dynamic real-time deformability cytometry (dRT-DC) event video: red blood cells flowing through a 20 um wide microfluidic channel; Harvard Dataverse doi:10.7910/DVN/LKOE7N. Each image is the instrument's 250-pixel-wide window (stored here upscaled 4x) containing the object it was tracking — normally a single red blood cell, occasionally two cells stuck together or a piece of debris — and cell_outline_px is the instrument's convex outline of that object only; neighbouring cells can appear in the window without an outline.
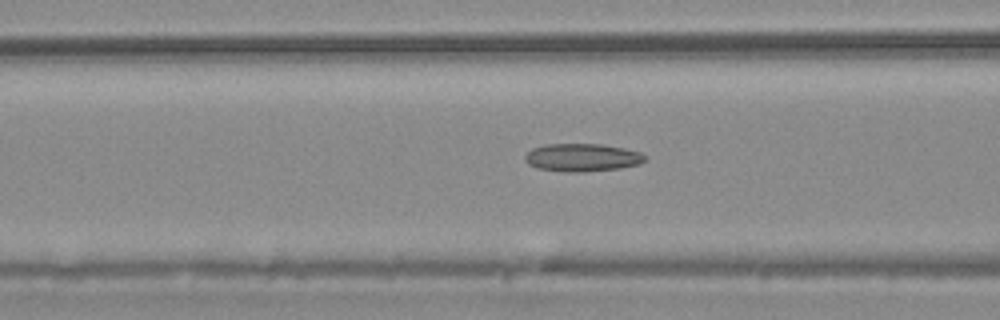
{"species": "common noctule bat (a hibernating species)", "species_latin": "Nyctalus noctula", "temperature_condition": "warm", "stored_images_in_passage": 55, "camera_frame_rate_fps": 3000, "um_per_image_px": 0.085, "animal": {"sex": "male", "body_mass_g": 20.4}, "frame": {"image": 1, "passage_image": 22, "time_ms": 7.0, "image_size_px": [1000, 320], "cell_outline_px": [[648, 156], [640, 164], [620, 168], [580, 172], [564, 172], [536, 168], [528, 164], [524, 160], [524, 156], [532, 148], [544, 144], [600, 144], [624, 148], [640, 152]], "centroid_in_image_um": [49.47, 13.39], "position_along_channel_um": 117.1, "area_um2": 19.65}}
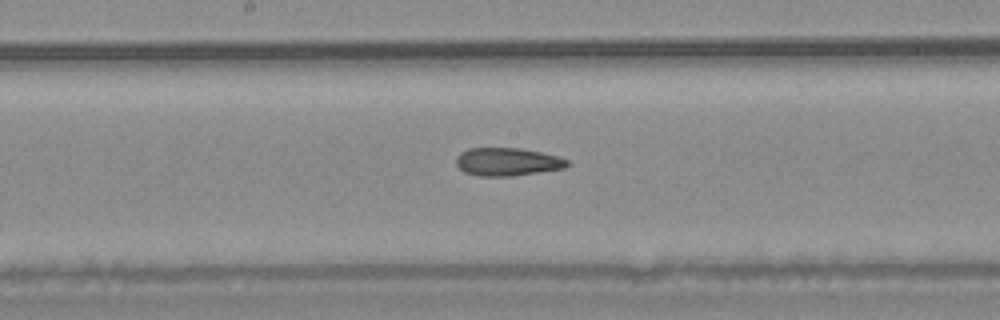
{"frame": {"image": 2, "passage_image": 29, "time_ms": 9.333, "image_size_px": [1000, 320], "cell_outline_px": [[572, 164], [564, 168], [512, 176], [480, 176], [464, 172], [456, 164], [456, 156], [460, 152], [468, 148], [520, 148], [560, 156], [568, 160]], "centroid_in_image_um": [43.14, 13.75], "position_along_channel_um": 205.1, "area_um2": 18.26}}
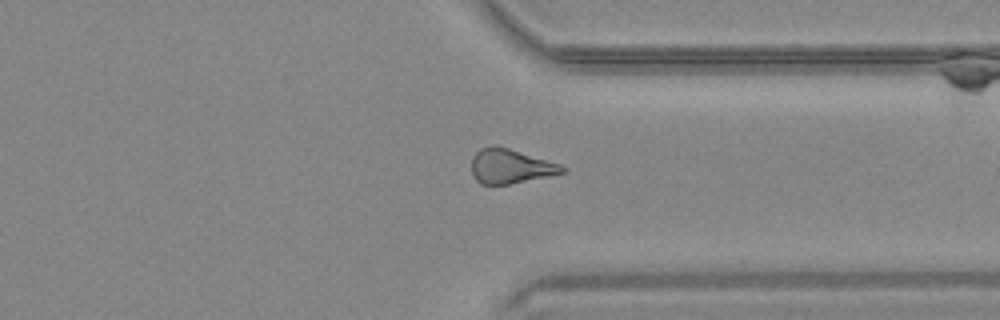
{"frame": {"image": 3, "passage_image": 42, "time_ms": 13.667, "image_size_px": [1000, 320], "cell_outline_px": [[568, 172], [508, 184], [480, 184], [476, 180], [472, 172], [472, 156], [480, 148], [492, 144], [496, 144], [560, 164], [568, 168]], "centroid_in_image_um": [43.39, 14.11], "position_along_channel_um": 368.0, "area_um2": 18.32}, "authors_computed_cell_mechanics": {"area_um2": 18.9584, "velocity_mm_per_s": 3.7599, "shape_relaxation_time_tau1_ms": null, "shape_relaxation_time_tau2_ms": 4.2061, "deformation_change_tau1": null, "deformation_change_tau2": 0.1473}}